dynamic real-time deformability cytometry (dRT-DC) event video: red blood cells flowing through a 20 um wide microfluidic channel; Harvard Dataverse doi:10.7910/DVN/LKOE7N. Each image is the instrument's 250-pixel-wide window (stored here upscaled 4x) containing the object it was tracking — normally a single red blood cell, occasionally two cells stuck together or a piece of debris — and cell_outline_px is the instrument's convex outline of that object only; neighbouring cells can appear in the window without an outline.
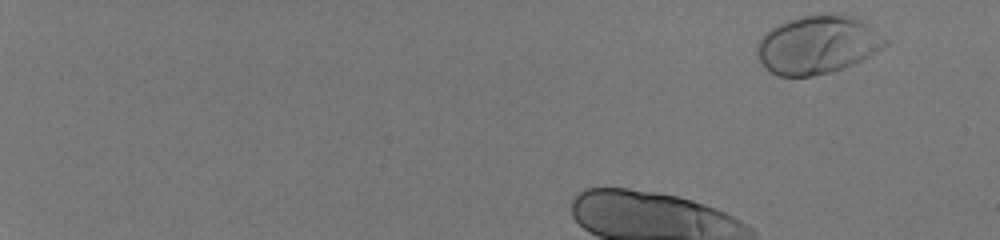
{"species": "human", "species_latin": "Homo sapiens", "temperature_condition": "room temperature", "stored_images_in_passage": 48, "camera_frame_rate_fps": 3000, "um_per_image_px": 0.085, "donor": {"sex": "male"}, "frame": {"image": 1, "passage_image": 2, "time_ms": 0.333, "image_size_px": [1000, 240], "cell_outline_px": [[888, 44], [876, 52], [844, 68], [832, 72], [812, 76], [780, 76], [772, 72], [756, 56], [756, 44], [760, 36], [764, 32], [788, 20], [800, 16], [816, 12], [820, 12], [852, 16], [860, 20], [872, 28], [888, 40]], "centroid_in_image_um": [69.46, 3.78], "position_along_channel_um": 15.5, "area_um2": 43.58}}
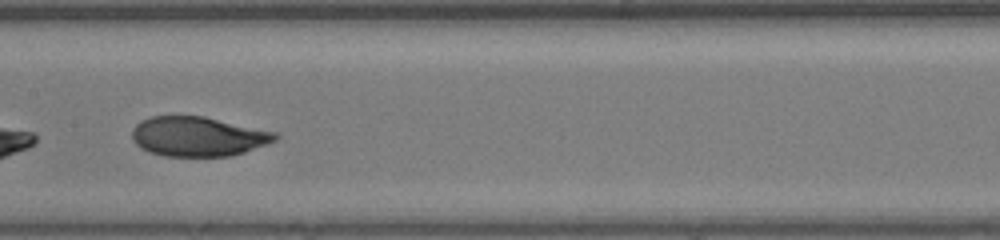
{"frame": {"image": 2, "passage_image": 26, "time_ms": 8.333, "image_size_px": [1000, 240], "cell_outline_px": [[280, 136], [276, 140], [244, 152], [232, 156], [164, 156], [148, 152], [140, 148], [132, 140], [132, 128], [140, 120], [152, 116], [204, 116], [276, 132]], "centroid_in_image_um": [16.8, 11.6], "position_along_channel_um": 190.6, "area_um2": 33.18}}
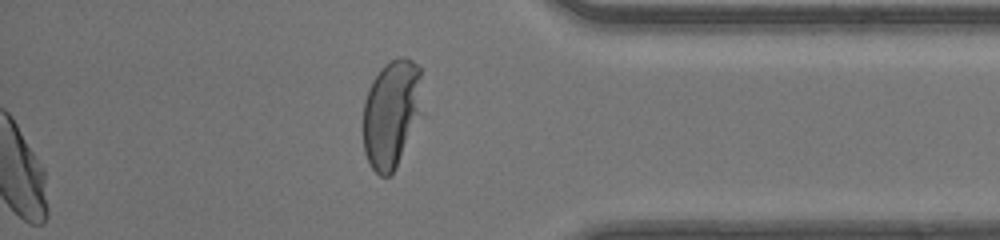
{"frame": {"image": 3, "passage_image": 48, "time_ms": 15.667, "image_size_px": [1000, 240], "cell_outline_px": [[424, 116], [396, 168], [388, 176], [380, 176], [372, 168], [364, 152], [364, 100], [368, 88], [372, 80], [380, 68], [384, 64], [400, 56], [404, 56], [412, 60], [420, 68]], "centroid_in_image_um": [33.33, 9.65], "position_along_channel_um": 401.9, "area_um2": 38.44}, "authors_computed_cell_mechanics": {"area_um2": 34.5355, "velocity_mm_per_s": 4.1544, "shape_relaxation_time_tau1_ms": 3.1887, "shape_relaxation_time_tau2_ms": 0.6214, "deformation_change_tau1": 0.1553, "deformation_change_tau2": 0.031}}